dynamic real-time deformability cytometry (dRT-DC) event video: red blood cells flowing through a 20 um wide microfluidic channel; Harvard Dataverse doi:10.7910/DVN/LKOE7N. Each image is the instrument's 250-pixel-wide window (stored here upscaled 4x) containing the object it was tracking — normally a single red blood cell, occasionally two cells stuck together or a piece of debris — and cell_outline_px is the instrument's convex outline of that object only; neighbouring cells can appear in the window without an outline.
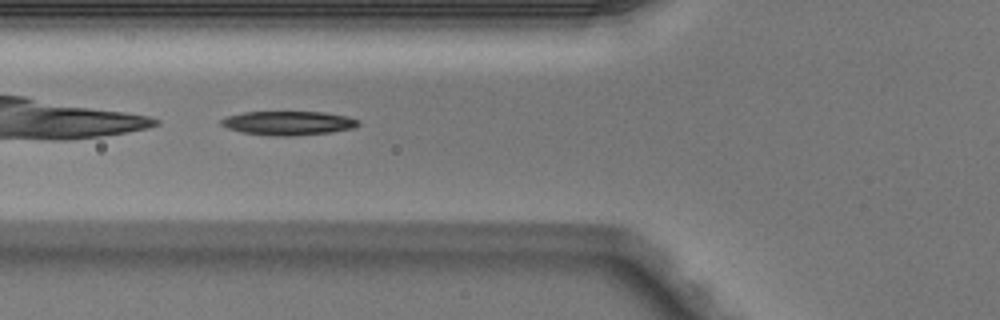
{"species": "Egyptian fruit bat (a non-hibernating species)", "species_latin": "Rousettus aegyptiacus", "temperature_condition": "warm", "stored_images_in_passage": 3, "camera_frame_rate_fps": 3000, "um_per_image_px": 0.085, "animal": {"sex": "male"}, "frame": {"image": 1, "passage_image": 2, "time_ms": 0.333, "image_size_px": [1000, 320], "cell_outline_px": [[360, 124], [352, 128], [328, 132], [288, 136], [276, 136], [244, 132], [228, 128], [220, 124], [220, 120], [228, 116], [244, 112], [324, 112], [348, 116], [360, 120]], "centroid_in_image_um": [24.52, 10.45], "position_along_channel_um": 101.3, "area_um2": 18.9}}
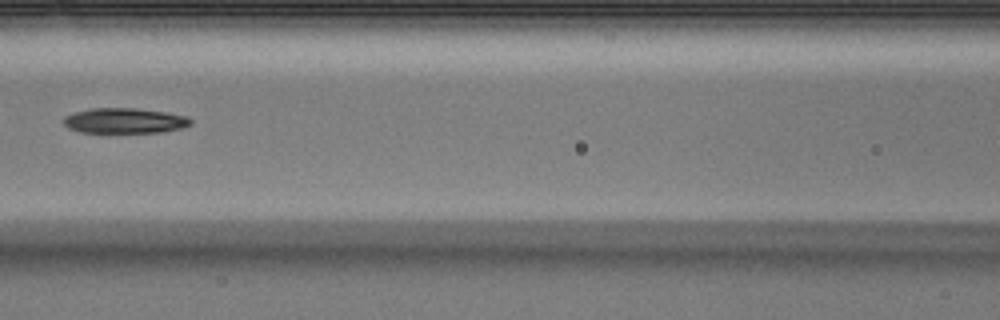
{"frame": {"image": 2, "passage_image": 3, "time_ms": 0.667, "image_size_px": [1000, 320], "cell_outline_px": [[192, 124], [180, 128], [160, 132], [80, 132], [68, 128], [64, 124], [64, 116], [76, 112], [92, 108], [136, 108], [164, 112], [188, 116], [192, 120]], "centroid_in_image_um": [10.6, 10.25], "position_along_channel_um": 156.0, "area_um2": 18.55}}